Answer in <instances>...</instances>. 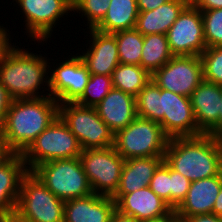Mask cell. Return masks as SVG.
<instances>
[{"mask_svg":"<svg viewBox=\"0 0 222 222\" xmlns=\"http://www.w3.org/2000/svg\"><path fill=\"white\" fill-rule=\"evenodd\" d=\"M118 46L119 62L141 66L144 36L136 29H128L113 33Z\"/></svg>","mask_w":222,"mask_h":222,"instance_id":"4316f807","label":"cell"},{"mask_svg":"<svg viewBox=\"0 0 222 222\" xmlns=\"http://www.w3.org/2000/svg\"><path fill=\"white\" fill-rule=\"evenodd\" d=\"M31 172L61 200L81 198L93 193L80 158L41 163Z\"/></svg>","mask_w":222,"mask_h":222,"instance_id":"8992f818","label":"cell"},{"mask_svg":"<svg viewBox=\"0 0 222 222\" xmlns=\"http://www.w3.org/2000/svg\"><path fill=\"white\" fill-rule=\"evenodd\" d=\"M221 94L222 86L203 80L190 96L197 127L203 134L217 123Z\"/></svg>","mask_w":222,"mask_h":222,"instance_id":"ffe728a7","label":"cell"},{"mask_svg":"<svg viewBox=\"0 0 222 222\" xmlns=\"http://www.w3.org/2000/svg\"><path fill=\"white\" fill-rule=\"evenodd\" d=\"M206 47L222 46V8L201 11Z\"/></svg>","mask_w":222,"mask_h":222,"instance_id":"1f68e13d","label":"cell"},{"mask_svg":"<svg viewBox=\"0 0 222 222\" xmlns=\"http://www.w3.org/2000/svg\"><path fill=\"white\" fill-rule=\"evenodd\" d=\"M171 177V208L175 210L185 199L191 181L170 167Z\"/></svg>","mask_w":222,"mask_h":222,"instance_id":"836d02e7","label":"cell"},{"mask_svg":"<svg viewBox=\"0 0 222 222\" xmlns=\"http://www.w3.org/2000/svg\"><path fill=\"white\" fill-rule=\"evenodd\" d=\"M111 222H140L134 217L122 214L118 210H115L111 217Z\"/></svg>","mask_w":222,"mask_h":222,"instance_id":"7bdbcfd3","label":"cell"},{"mask_svg":"<svg viewBox=\"0 0 222 222\" xmlns=\"http://www.w3.org/2000/svg\"><path fill=\"white\" fill-rule=\"evenodd\" d=\"M115 210L112 197L92 193L65 201L64 222H111Z\"/></svg>","mask_w":222,"mask_h":222,"instance_id":"e0dca14e","label":"cell"},{"mask_svg":"<svg viewBox=\"0 0 222 222\" xmlns=\"http://www.w3.org/2000/svg\"><path fill=\"white\" fill-rule=\"evenodd\" d=\"M138 14L136 0H111L106 15L94 29L107 34L133 29Z\"/></svg>","mask_w":222,"mask_h":222,"instance_id":"cb8c5ba5","label":"cell"},{"mask_svg":"<svg viewBox=\"0 0 222 222\" xmlns=\"http://www.w3.org/2000/svg\"><path fill=\"white\" fill-rule=\"evenodd\" d=\"M200 57L204 81L222 86V46L207 47Z\"/></svg>","mask_w":222,"mask_h":222,"instance_id":"4dcf8cb0","label":"cell"},{"mask_svg":"<svg viewBox=\"0 0 222 222\" xmlns=\"http://www.w3.org/2000/svg\"><path fill=\"white\" fill-rule=\"evenodd\" d=\"M73 53L75 54L68 55L67 52V58L63 55L65 60L62 57H59L61 60H54L53 56L52 59L49 58L50 96L59 104L76 102L84 93L91 75L79 54L75 51ZM53 60L60 62L56 63Z\"/></svg>","mask_w":222,"mask_h":222,"instance_id":"8fae6325","label":"cell"},{"mask_svg":"<svg viewBox=\"0 0 222 222\" xmlns=\"http://www.w3.org/2000/svg\"><path fill=\"white\" fill-rule=\"evenodd\" d=\"M95 108L114 134L137 117L136 98L116 88H112Z\"/></svg>","mask_w":222,"mask_h":222,"instance_id":"d6986e66","label":"cell"},{"mask_svg":"<svg viewBox=\"0 0 222 222\" xmlns=\"http://www.w3.org/2000/svg\"><path fill=\"white\" fill-rule=\"evenodd\" d=\"M187 222H222V217L213 213L198 214L185 218Z\"/></svg>","mask_w":222,"mask_h":222,"instance_id":"f35d334b","label":"cell"},{"mask_svg":"<svg viewBox=\"0 0 222 222\" xmlns=\"http://www.w3.org/2000/svg\"><path fill=\"white\" fill-rule=\"evenodd\" d=\"M12 98L0 82V126L3 124Z\"/></svg>","mask_w":222,"mask_h":222,"instance_id":"d590c367","label":"cell"},{"mask_svg":"<svg viewBox=\"0 0 222 222\" xmlns=\"http://www.w3.org/2000/svg\"><path fill=\"white\" fill-rule=\"evenodd\" d=\"M194 7L198 8L200 11L221 9L222 0H198Z\"/></svg>","mask_w":222,"mask_h":222,"instance_id":"ab89813d","label":"cell"},{"mask_svg":"<svg viewBox=\"0 0 222 222\" xmlns=\"http://www.w3.org/2000/svg\"><path fill=\"white\" fill-rule=\"evenodd\" d=\"M171 222H187L185 219L176 216Z\"/></svg>","mask_w":222,"mask_h":222,"instance_id":"7dc6e473","label":"cell"},{"mask_svg":"<svg viewBox=\"0 0 222 222\" xmlns=\"http://www.w3.org/2000/svg\"><path fill=\"white\" fill-rule=\"evenodd\" d=\"M222 185V172L214 177L191 182L185 199L175 209L178 217L183 219L212 213L214 203Z\"/></svg>","mask_w":222,"mask_h":222,"instance_id":"ac0fdd59","label":"cell"},{"mask_svg":"<svg viewBox=\"0 0 222 222\" xmlns=\"http://www.w3.org/2000/svg\"><path fill=\"white\" fill-rule=\"evenodd\" d=\"M25 47L16 45L7 54L0 64V82L12 99L48 97L49 57L46 54L50 53L42 54L39 52L44 51L40 50L34 53L30 51L32 48Z\"/></svg>","mask_w":222,"mask_h":222,"instance_id":"6da1fadb","label":"cell"},{"mask_svg":"<svg viewBox=\"0 0 222 222\" xmlns=\"http://www.w3.org/2000/svg\"><path fill=\"white\" fill-rule=\"evenodd\" d=\"M164 161L191 182L222 172V139L208 134L169 138Z\"/></svg>","mask_w":222,"mask_h":222,"instance_id":"7a4b0ae2","label":"cell"},{"mask_svg":"<svg viewBox=\"0 0 222 222\" xmlns=\"http://www.w3.org/2000/svg\"><path fill=\"white\" fill-rule=\"evenodd\" d=\"M166 36L173 56H200L207 48L201 11L186 6Z\"/></svg>","mask_w":222,"mask_h":222,"instance_id":"4fadbf2b","label":"cell"},{"mask_svg":"<svg viewBox=\"0 0 222 222\" xmlns=\"http://www.w3.org/2000/svg\"><path fill=\"white\" fill-rule=\"evenodd\" d=\"M12 3L14 7H17L14 9L17 10V14L21 15V20H24L25 31L23 34L27 35L24 36L27 37L25 38L26 42L30 37L29 42L34 41L31 44L37 43L38 47L50 42L53 33H56L54 30L57 31L56 27L61 25L63 19L66 20L64 17L73 16L71 15L72 0H12L9 5Z\"/></svg>","mask_w":222,"mask_h":222,"instance_id":"277c9868","label":"cell"},{"mask_svg":"<svg viewBox=\"0 0 222 222\" xmlns=\"http://www.w3.org/2000/svg\"><path fill=\"white\" fill-rule=\"evenodd\" d=\"M11 32L4 24H0V64L3 62L7 54L17 45L12 43L13 39H18V35L15 38L12 37Z\"/></svg>","mask_w":222,"mask_h":222,"instance_id":"e575fe53","label":"cell"},{"mask_svg":"<svg viewBox=\"0 0 222 222\" xmlns=\"http://www.w3.org/2000/svg\"><path fill=\"white\" fill-rule=\"evenodd\" d=\"M168 140L159 123L137 116L126 128L115 133L113 147L125 160L165 156Z\"/></svg>","mask_w":222,"mask_h":222,"instance_id":"52a82bcc","label":"cell"},{"mask_svg":"<svg viewBox=\"0 0 222 222\" xmlns=\"http://www.w3.org/2000/svg\"><path fill=\"white\" fill-rule=\"evenodd\" d=\"M0 222H32L22 217L16 210L0 217Z\"/></svg>","mask_w":222,"mask_h":222,"instance_id":"b9f144b4","label":"cell"},{"mask_svg":"<svg viewBox=\"0 0 222 222\" xmlns=\"http://www.w3.org/2000/svg\"><path fill=\"white\" fill-rule=\"evenodd\" d=\"M212 213L219 217H222V185L214 203Z\"/></svg>","mask_w":222,"mask_h":222,"instance_id":"ee69618b","label":"cell"},{"mask_svg":"<svg viewBox=\"0 0 222 222\" xmlns=\"http://www.w3.org/2000/svg\"><path fill=\"white\" fill-rule=\"evenodd\" d=\"M111 0H72L73 16L79 14L86 24L85 29H94L104 18Z\"/></svg>","mask_w":222,"mask_h":222,"instance_id":"f1b7e54d","label":"cell"},{"mask_svg":"<svg viewBox=\"0 0 222 222\" xmlns=\"http://www.w3.org/2000/svg\"><path fill=\"white\" fill-rule=\"evenodd\" d=\"M112 88L111 76L91 74L84 93L76 103L82 106L95 107Z\"/></svg>","mask_w":222,"mask_h":222,"instance_id":"f546056e","label":"cell"},{"mask_svg":"<svg viewBox=\"0 0 222 222\" xmlns=\"http://www.w3.org/2000/svg\"><path fill=\"white\" fill-rule=\"evenodd\" d=\"M160 87L151 79L136 97L137 116L159 123Z\"/></svg>","mask_w":222,"mask_h":222,"instance_id":"83f0119b","label":"cell"},{"mask_svg":"<svg viewBox=\"0 0 222 222\" xmlns=\"http://www.w3.org/2000/svg\"><path fill=\"white\" fill-rule=\"evenodd\" d=\"M138 11H151L170 0H136Z\"/></svg>","mask_w":222,"mask_h":222,"instance_id":"74e56055","label":"cell"},{"mask_svg":"<svg viewBox=\"0 0 222 222\" xmlns=\"http://www.w3.org/2000/svg\"><path fill=\"white\" fill-rule=\"evenodd\" d=\"M82 29L84 30V37L87 39L85 40L87 44H84L83 41L82 48L86 47V50L80 47L78 51L76 48V52L81 57L90 74L111 76L115 68L120 64L115 36L99 32L96 29Z\"/></svg>","mask_w":222,"mask_h":222,"instance_id":"9a60e30c","label":"cell"},{"mask_svg":"<svg viewBox=\"0 0 222 222\" xmlns=\"http://www.w3.org/2000/svg\"><path fill=\"white\" fill-rule=\"evenodd\" d=\"M173 54L169 48L165 34H150L144 36L141 66L151 75L165 65Z\"/></svg>","mask_w":222,"mask_h":222,"instance_id":"d4e9b609","label":"cell"},{"mask_svg":"<svg viewBox=\"0 0 222 222\" xmlns=\"http://www.w3.org/2000/svg\"><path fill=\"white\" fill-rule=\"evenodd\" d=\"M159 124L169 138L198 136L190 97L160 88Z\"/></svg>","mask_w":222,"mask_h":222,"instance_id":"5bb4252c","label":"cell"},{"mask_svg":"<svg viewBox=\"0 0 222 222\" xmlns=\"http://www.w3.org/2000/svg\"><path fill=\"white\" fill-rule=\"evenodd\" d=\"M59 117L77 137L82 150L114 145V132L102 121L95 107L76 102L59 104Z\"/></svg>","mask_w":222,"mask_h":222,"instance_id":"ba28073f","label":"cell"},{"mask_svg":"<svg viewBox=\"0 0 222 222\" xmlns=\"http://www.w3.org/2000/svg\"><path fill=\"white\" fill-rule=\"evenodd\" d=\"M16 153L9 146L4 134L0 131V166L10 160Z\"/></svg>","mask_w":222,"mask_h":222,"instance_id":"8d00e7d4","label":"cell"},{"mask_svg":"<svg viewBox=\"0 0 222 222\" xmlns=\"http://www.w3.org/2000/svg\"><path fill=\"white\" fill-rule=\"evenodd\" d=\"M79 158L93 193L112 197L118 189L125 159L113 146L82 150Z\"/></svg>","mask_w":222,"mask_h":222,"instance_id":"30bf717a","label":"cell"},{"mask_svg":"<svg viewBox=\"0 0 222 222\" xmlns=\"http://www.w3.org/2000/svg\"><path fill=\"white\" fill-rule=\"evenodd\" d=\"M186 7L183 2L170 0L151 11L139 12L135 28L143 35L167 34Z\"/></svg>","mask_w":222,"mask_h":222,"instance_id":"603a6c76","label":"cell"},{"mask_svg":"<svg viewBox=\"0 0 222 222\" xmlns=\"http://www.w3.org/2000/svg\"><path fill=\"white\" fill-rule=\"evenodd\" d=\"M112 198L116 202V210L140 222L161 218L173 210L149 186L128 194H114Z\"/></svg>","mask_w":222,"mask_h":222,"instance_id":"2e32d148","label":"cell"},{"mask_svg":"<svg viewBox=\"0 0 222 222\" xmlns=\"http://www.w3.org/2000/svg\"><path fill=\"white\" fill-rule=\"evenodd\" d=\"M151 79L161 89L190 97L204 80L201 57L173 56L151 75Z\"/></svg>","mask_w":222,"mask_h":222,"instance_id":"7c38bea8","label":"cell"},{"mask_svg":"<svg viewBox=\"0 0 222 222\" xmlns=\"http://www.w3.org/2000/svg\"><path fill=\"white\" fill-rule=\"evenodd\" d=\"M175 210H172L168 215L163 216L161 218L157 219H151L147 221H142V222H171L175 217H176Z\"/></svg>","mask_w":222,"mask_h":222,"instance_id":"f6af8a7d","label":"cell"},{"mask_svg":"<svg viewBox=\"0 0 222 222\" xmlns=\"http://www.w3.org/2000/svg\"><path fill=\"white\" fill-rule=\"evenodd\" d=\"M65 201L53 194L32 172L21 180L16 211L32 222H64Z\"/></svg>","mask_w":222,"mask_h":222,"instance_id":"9c48e42d","label":"cell"},{"mask_svg":"<svg viewBox=\"0 0 222 222\" xmlns=\"http://www.w3.org/2000/svg\"><path fill=\"white\" fill-rule=\"evenodd\" d=\"M113 88L134 96L151 80V74L140 65L119 64L112 75Z\"/></svg>","mask_w":222,"mask_h":222,"instance_id":"484cf974","label":"cell"},{"mask_svg":"<svg viewBox=\"0 0 222 222\" xmlns=\"http://www.w3.org/2000/svg\"><path fill=\"white\" fill-rule=\"evenodd\" d=\"M164 156L139 157L125 160L115 194H128L149 186L155 170Z\"/></svg>","mask_w":222,"mask_h":222,"instance_id":"7402d4cb","label":"cell"},{"mask_svg":"<svg viewBox=\"0 0 222 222\" xmlns=\"http://www.w3.org/2000/svg\"><path fill=\"white\" fill-rule=\"evenodd\" d=\"M220 106L221 108L217 123L206 134L213 136L215 138L222 139V94H221Z\"/></svg>","mask_w":222,"mask_h":222,"instance_id":"60d3db41","label":"cell"},{"mask_svg":"<svg viewBox=\"0 0 222 222\" xmlns=\"http://www.w3.org/2000/svg\"><path fill=\"white\" fill-rule=\"evenodd\" d=\"M59 116V102L51 96L12 99L0 131L16 154H22Z\"/></svg>","mask_w":222,"mask_h":222,"instance_id":"3957f363","label":"cell"},{"mask_svg":"<svg viewBox=\"0 0 222 222\" xmlns=\"http://www.w3.org/2000/svg\"><path fill=\"white\" fill-rule=\"evenodd\" d=\"M82 148L77 137L58 116L21 154L31 172L41 163L79 158Z\"/></svg>","mask_w":222,"mask_h":222,"instance_id":"5b68a950","label":"cell"},{"mask_svg":"<svg viewBox=\"0 0 222 222\" xmlns=\"http://www.w3.org/2000/svg\"><path fill=\"white\" fill-rule=\"evenodd\" d=\"M183 2L186 6H194L198 0H177Z\"/></svg>","mask_w":222,"mask_h":222,"instance_id":"bcb514c9","label":"cell"},{"mask_svg":"<svg viewBox=\"0 0 222 222\" xmlns=\"http://www.w3.org/2000/svg\"><path fill=\"white\" fill-rule=\"evenodd\" d=\"M149 187L171 207L170 166L165 161H163L155 170Z\"/></svg>","mask_w":222,"mask_h":222,"instance_id":"d6a6232c","label":"cell"},{"mask_svg":"<svg viewBox=\"0 0 222 222\" xmlns=\"http://www.w3.org/2000/svg\"><path fill=\"white\" fill-rule=\"evenodd\" d=\"M28 172L21 154L0 166V217L15 211L21 180Z\"/></svg>","mask_w":222,"mask_h":222,"instance_id":"44dd1931","label":"cell"}]
</instances>
